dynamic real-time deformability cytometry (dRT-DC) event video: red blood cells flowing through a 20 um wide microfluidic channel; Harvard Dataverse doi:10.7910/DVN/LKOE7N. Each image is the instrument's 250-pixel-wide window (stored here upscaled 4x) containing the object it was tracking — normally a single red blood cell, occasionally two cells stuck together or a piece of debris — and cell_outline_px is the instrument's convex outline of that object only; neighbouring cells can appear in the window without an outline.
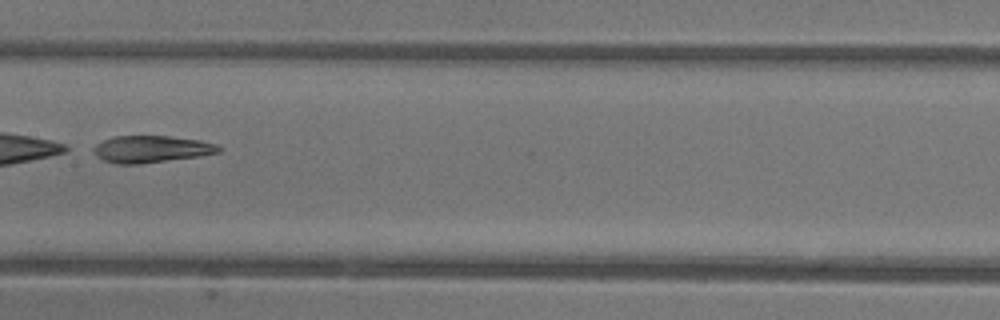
{"species": "common noctule bat (a hibernating species)", "species_latin": "Nyctalus noctula", "temperature_condition": "warm", "stored_images_in_passage": 31, "camera_frame_rate_fps": 3000, "um_per_image_px": 0.085, "animal": {"sex": "female"}, "frame": {"image": 1, "passage_image": 10, "time_ms": 3.0, "image_size_px": [1000, 320], "cell_outline_px": [[224, 148], [220, 152], [200, 156], [140, 164], [116, 164], [104, 160], [96, 156], [92, 152], [92, 148], [96, 144], [112, 136], [168, 136], [200, 140], [216, 144]], "centroid_in_image_um": [12.86, 12.67], "position_along_channel_um": 194.5, "area_um2": 19.83}, "authors_computed_cell_mechanics": {"area_um2": 20.9814, "velocity_mm_per_s": 4.4605, "shape_relaxation_time_tau1_ms": 1.5591, "shape_relaxation_time_tau2_ms": 2.9787, "deformation_change_tau1": 0.2701, "deformation_change_tau2": 0.1192}}